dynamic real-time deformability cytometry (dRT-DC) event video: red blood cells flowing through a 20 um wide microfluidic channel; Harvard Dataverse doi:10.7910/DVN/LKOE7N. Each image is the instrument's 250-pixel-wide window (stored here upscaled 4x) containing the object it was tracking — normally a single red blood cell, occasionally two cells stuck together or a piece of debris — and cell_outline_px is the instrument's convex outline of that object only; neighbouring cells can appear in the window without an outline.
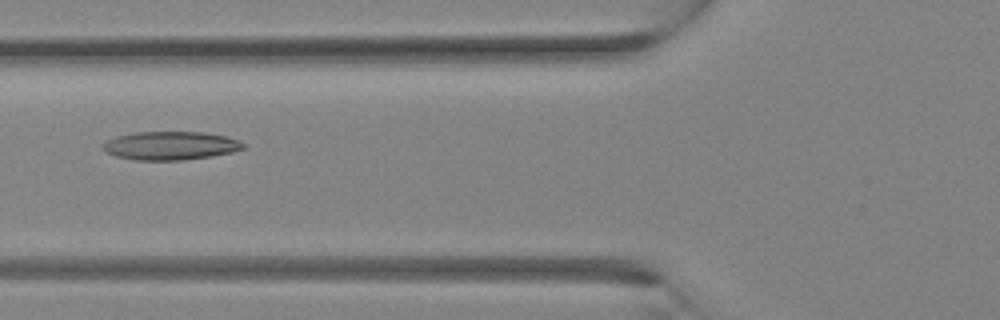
{"species": "Egyptian fruit bat (a non-hibernating species)", "species_latin": "Rousettus aegyptiacus", "temperature_condition": "room temperature", "stored_images_in_passage": 33, "camera_frame_rate_fps": 3000, "um_per_image_px": 0.085, "animal": {"sex": "female"}, "frame": {"image": 1, "passage_image": 13, "time_ms": 4.0, "image_size_px": [1000, 320], "cell_outline_px": [[244, 148], [232, 152], [212, 156], [184, 160], [136, 160], [116, 156], [104, 152], [104, 144], [108, 140], [116, 136], [136, 132], [204, 132], [224, 136], [240, 140], [244, 144]], "centroid_in_image_um": [14.5, 12.38], "position_along_channel_um": 111.3, "area_um2": 23.18}}
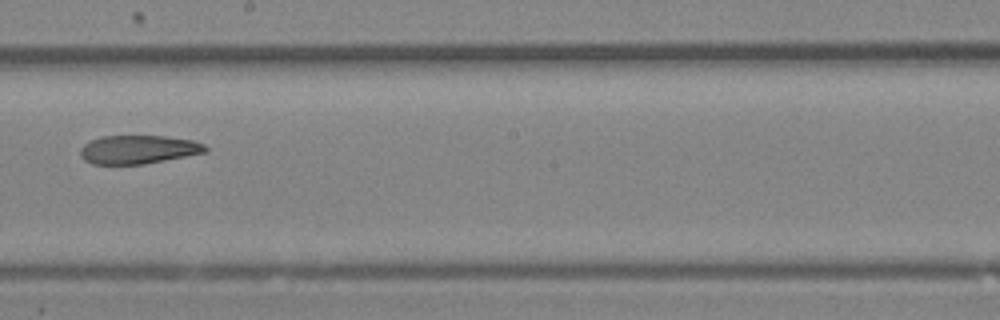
{"frame": {"image": 2, "passage_image": 19, "time_ms": 6.0, "image_size_px": [1000, 320], "cell_outline_px": [[208, 152], [144, 164], [92, 164], [84, 160], [80, 156], [80, 148], [84, 144], [100, 136], [164, 136], [192, 140], [204, 144], [208, 148]], "centroid_in_image_um": [11.75, 12.71], "position_along_channel_um": 236.4, "area_um2": 20.87}}
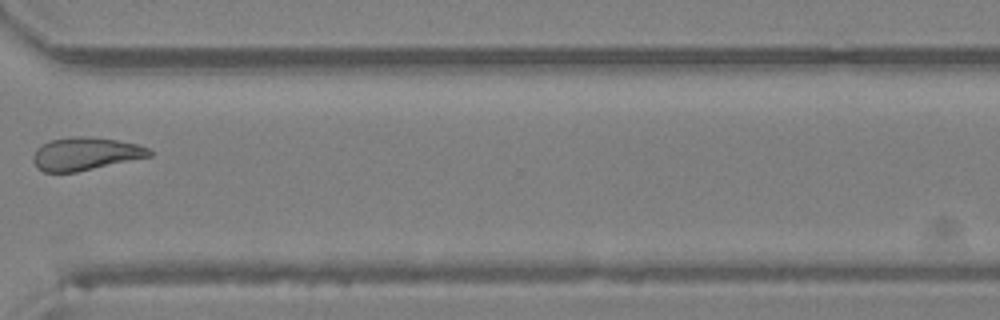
{"frame": {"image": 3, "passage_image": 25, "time_ms": 8.0, "image_size_px": [1000, 320], "cell_outline_px": [[152, 156], [76, 172], [44, 172], [36, 168], [32, 160], [32, 156], [36, 148], [40, 144], [52, 140], [72, 136], [84, 136], [116, 140], [136, 144], [148, 148], [152, 152]], "centroid_in_image_um": [7.21, 13.08], "position_along_channel_um": 363.4, "area_um2": 22.31}}